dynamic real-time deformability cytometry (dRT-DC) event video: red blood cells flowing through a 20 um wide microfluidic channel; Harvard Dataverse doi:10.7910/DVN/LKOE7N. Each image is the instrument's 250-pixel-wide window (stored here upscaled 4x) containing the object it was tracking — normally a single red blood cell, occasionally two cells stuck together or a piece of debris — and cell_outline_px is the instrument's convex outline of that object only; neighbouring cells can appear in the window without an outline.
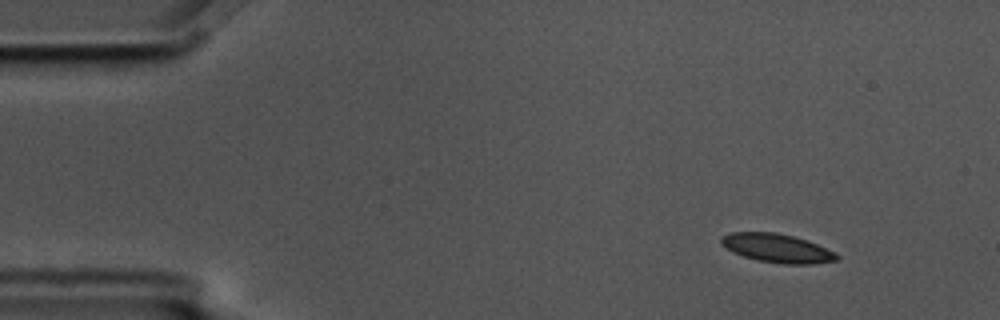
{"species": "common noctule bat (a hibernating species)", "species_latin": "Nyctalus noctula", "temperature_condition": "cold", "stored_images_in_passage": 4, "camera_frame_rate_fps": 3000, "um_per_image_px": 0.085, "animal": {"sex": "male", "body_mass_g": 17.5, "forearm_length_mm": 52.3}, "frame": {"image": 1, "passage_image": 1, "time_ms": 0.0, "image_size_px": [1000, 320], "cell_outline_px": [[840, 256], [836, 260], [812, 264], [784, 264], [756, 260], [732, 252], [720, 244], [720, 236], [728, 232], [776, 232], [808, 240], [836, 252]], "centroid_in_image_um": [66.02, 21.09], "position_along_channel_um": 19.0, "area_um2": 19.54}}
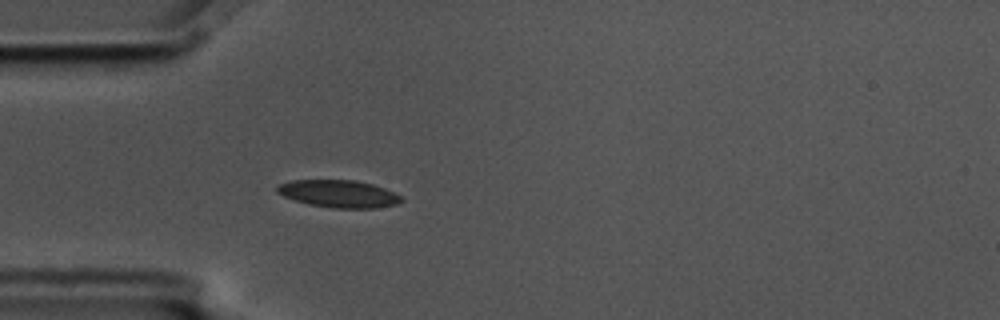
{"frame": {"image": 2, "passage_image": 4, "time_ms": 1.0, "image_size_px": [1000, 320], "cell_outline_px": [[404, 200], [396, 204], [376, 208], [332, 208], [308, 204], [284, 196], [276, 192], [276, 184], [292, 180], [356, 180], [372, 184], [384, 188], [400, 196]], "centroid_in_image_um": [28.76, 16.46], "position_along_channel_um": 56.2, "area_um2": 19.83}}